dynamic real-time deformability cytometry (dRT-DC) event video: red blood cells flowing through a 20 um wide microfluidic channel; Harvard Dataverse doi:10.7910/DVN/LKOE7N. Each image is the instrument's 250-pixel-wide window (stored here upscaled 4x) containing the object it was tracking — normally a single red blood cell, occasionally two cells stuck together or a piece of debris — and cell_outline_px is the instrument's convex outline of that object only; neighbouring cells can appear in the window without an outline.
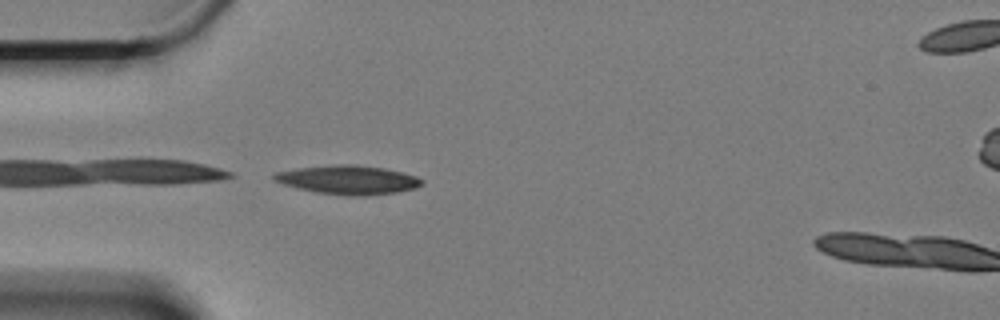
{"species": "Egyptian fruit bat (a non-hibernating species)", "species_latin": "Rousettus aegyptiacus", "temperature_condition": "cold", "stored_images_in_passage": 20, "camera_frame_rate_fps": 3000, "um_per_image_px": 0.085, "animal": {"sex": "female"}, "frame": {"image": 1, "passage_image": 1, "time_ms": 0.0, "image_size_px": [1000, 320], "cell_outline_px": [[424, 184], [412, 188], [396, 192], [316, 192], [284, 184], [276, 180], [272, 176], [276, 172], [296, 168], [332, 164], [356, 164], [384, 168], [416, 176], [424, 180]], "centroid_in_image_um": [29.56, 15.2], "position_along_channel_um": 55.4, "area_um2": 23.35}}
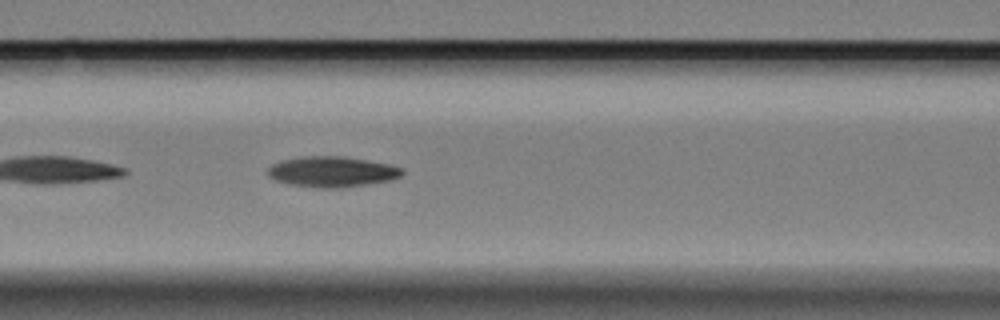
{"frame": {"image": 2, "passage_image": 9, "time_ms": 2.667, "image_size_px": [1000, 320], "cell_outline_px": [[404, 172], [400, 176], [392, 180], [340, 188], [324, 188], [292, 184], [276, 180], [268, 176], [268, 168], [272, 164], [280, 160], [300, 156], [344, 156], [388, 164], [404, 168]], "centroid_in_image_um": [28.23, 14.58], "position_along_channel_um": 138.4, "area_um2": 23.87}}
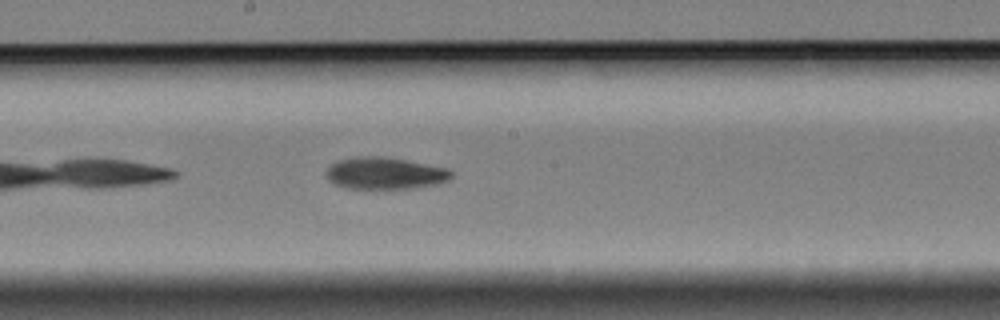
{"frame": {"image": 3, "passage_image": 16, "time_ms": 5.0, "image_size_px": [1000, 320], "cell_outline_px": [[452, 176], [448, 180], [436, 184], [408, 188], [348, 188], [336, 184], [328, 180], [324, 172], [336, 160], [352, 156], [384, 156], [448, 168], [452, 172]], "centroid_in_image_um": [32.68, 14.7], "position_along_channel_um": 215.5, "area_um2": 23.24}}